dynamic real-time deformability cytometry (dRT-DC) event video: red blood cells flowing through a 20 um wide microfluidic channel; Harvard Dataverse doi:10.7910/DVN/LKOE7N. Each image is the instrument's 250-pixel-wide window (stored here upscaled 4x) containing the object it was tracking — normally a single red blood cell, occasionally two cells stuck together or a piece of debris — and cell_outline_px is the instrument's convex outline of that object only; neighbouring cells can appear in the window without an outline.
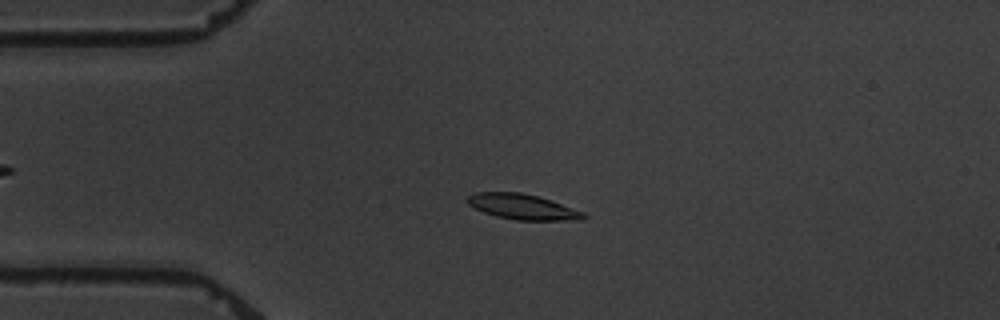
{"species": "common noctule bat (a hibernating species)", "species_latin": "Nyctalus noctula", "temperature_condition": "warm", "stored_images_in_passage": 2, "camera_frame_rate_fps": 3000, "um_per_image_px": 0.085, "animal": {"sex": "male", "body_mass_g": 19.5, "forearm_length_mm": 54.6}, "frame": {"image": 1, "passage_image": 2, "time_ms": 2.333, "image_size_px": [1000, 320], "cell_outline_px": [[588, 216], [584, 220], [516, 220], [496, 216], [484, 212], [468, 204], [468, 196], [476, 192], [520, 192], [536, 196], [584, 212]], "centroid_in_image_um": [44.43, 17.59], "position_along_channel_um": 40.6, "area_um2": 16.88}}